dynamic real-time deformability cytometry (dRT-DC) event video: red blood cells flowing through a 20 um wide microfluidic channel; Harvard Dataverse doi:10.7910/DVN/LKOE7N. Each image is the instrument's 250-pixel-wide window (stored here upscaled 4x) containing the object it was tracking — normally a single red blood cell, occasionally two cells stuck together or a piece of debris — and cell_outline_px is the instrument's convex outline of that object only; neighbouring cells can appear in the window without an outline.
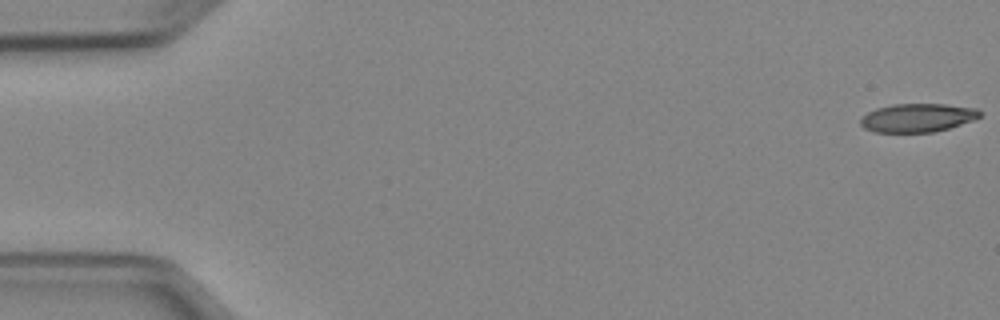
{"species": "Egyptian fruit bat (a non-hibernating species)", "species_latin": "Rousettus aegyptiacus", "temperature_condition": "cold", "stored_images_in_passage": 14, "camera_frame_rate_fps": 3000, "um_per_image_px": 0.085, "animal": {"sex": "female"}, "frame": {"image": 1, "passage_image": 1, "time_ms": 0.0, "image_size_px": [1000, 320], "cell_outline_px": [[980, 116], [972, 120], [948, 128], [932, 132], [876, 132], [864, 128], [860, 124], [860, 120], [868, 112], [876, 108], [892, 104], [944, 104], [976, 108], [980, 112]], "centroid_in_image_um": [77.96, 10.0], "position_along_channel_um": 7.0, "area_um2": 19.59}}
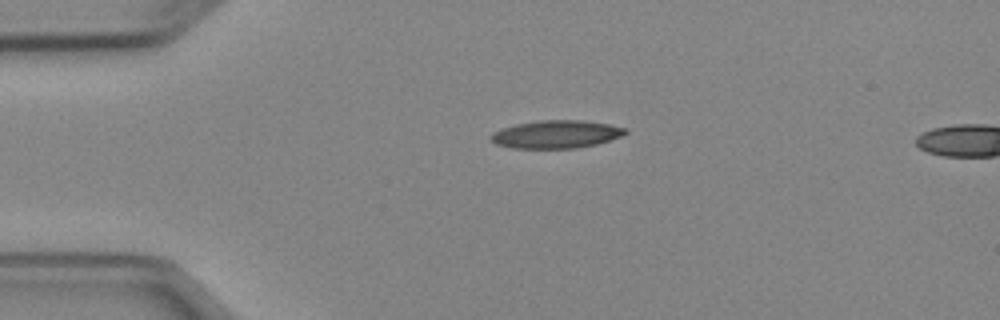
{"frame": {"image": 2, "passage_image": 12, "time_ms": 3.667, "image_size_px": [1000, 320], "cell_outline_px": [[628, 132], [620, 136], [596, 144], [576, 148], [512, 148], [496, 144], [492, 140], [492, 136], [496, 132], [504, 128], [516, 124], [536, 120], [580, 120], [608, 124], [628, 128]], "centroid_in_image_um": [47.31, 11.41], "position_along_channel_um": 37.7, "area_um2": 21.56}}